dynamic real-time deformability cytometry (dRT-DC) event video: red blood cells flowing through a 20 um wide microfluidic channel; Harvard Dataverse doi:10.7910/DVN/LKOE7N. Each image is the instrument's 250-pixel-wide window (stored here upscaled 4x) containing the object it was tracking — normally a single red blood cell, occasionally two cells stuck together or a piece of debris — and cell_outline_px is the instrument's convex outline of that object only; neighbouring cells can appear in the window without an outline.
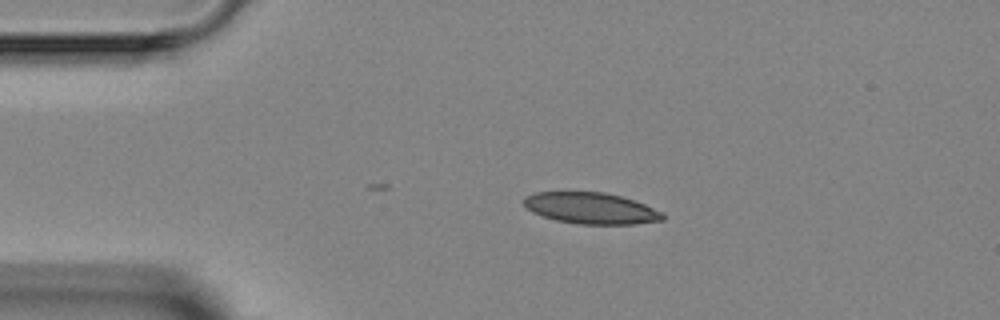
{"species": "Egyptian fruit bat (a non-hibernating species)", "species_latin": "Rousettus aegyptiacus", "temperature_condition": "room temperature", "stored_images_in_passage": 1, "camera_frame_rate_fps": 3000, "um_per_image_px": 0.085, "animal": {"sex": "female"}, "frame": {"image": 1, "passage_image": 1, "time_ms": 0.0, "image_size_px": [1000, 320], "cell_outline_px": [[664, 220], [636, 224], [580, 224], [556, 220], [532, 212], [524, 204], [524, 196], [536, 192], [604, 192], [636, 200], [664, 212]], "centroid_in_image_um": [50.28, 17.7], "position_along_channel_um": 34.7, "area_um2": 25.37}}